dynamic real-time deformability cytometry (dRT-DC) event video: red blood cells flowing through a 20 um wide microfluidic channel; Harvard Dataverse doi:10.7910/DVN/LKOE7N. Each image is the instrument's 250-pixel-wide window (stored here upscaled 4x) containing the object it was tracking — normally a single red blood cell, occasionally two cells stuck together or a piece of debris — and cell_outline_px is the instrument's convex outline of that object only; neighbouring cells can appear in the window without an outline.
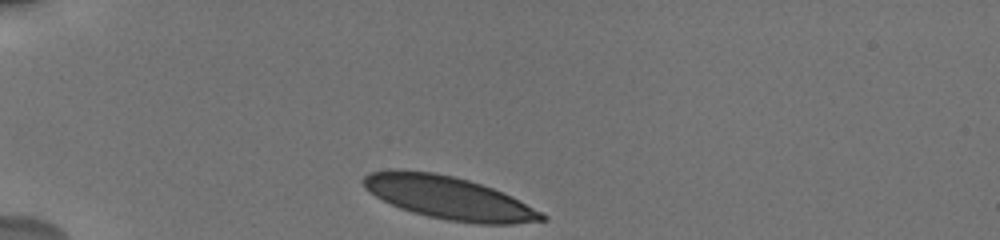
{"species": "human", "species_latin": "Homo sapiens", "temperature_condition": "cold", "stored_images_in_passage": 36, "camera_frame_rate_fps": 3000, "um_per_image_px": 0.085, "donor": {"sex": "male"}, "frame": {"image": 1, "passage_image": 1, "time_ms": 0.0, "image_size_px": [1000, 240], "cell_outline_px": [[548, 220], [512, 224], [480, 224], [448, 220], [428, 216], [412, 212], [400, 208], [376, 196], [364, 188], [360, 180], [368, 172], [388, 168], [392, 168], [436, 172], [468, 180], [504, 192], [544, 212], [548, 216]], "centroid_in_image_um": [38.14, 16.79], "position_along_channel_um": 46.9, "area_um2": 45.03}}
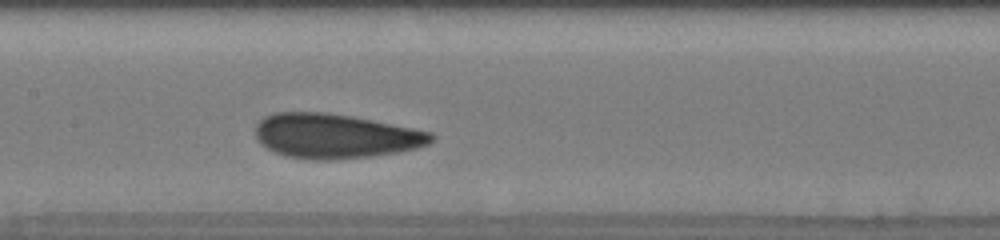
{"frame": {"image": 2, "passage_image": 13, "time_ms": 4.667, "image_size_px": [1000, 240], "cell_outline_px": [[436, 136], [428, 144], [416, 148], [396, 152], [372, 156], [328, 160], [312, 160], [284, 156], [260, 144], [256, 140], [256, 124], [264, 116], [272, 112], [328, 112], [352, 116], [432, 132]], "centroid_in_image_um": [28.45, 11.56], "position_along_channel_um": 178.9, "area_um2": 45.78}}
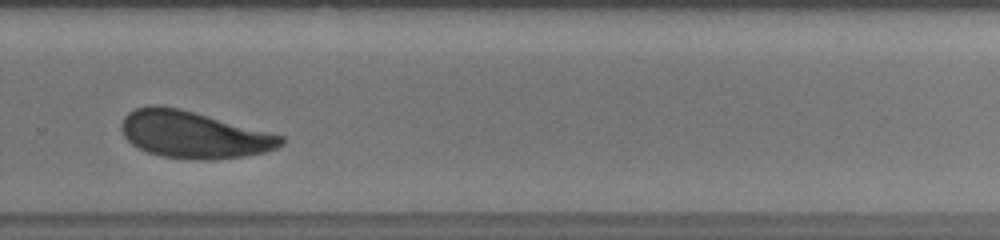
{"frame": {"image": 3, "passage_image": 24, "time_ms": 8.333, "image_size_px": [1000, 240], "cell_outline_px": [[288, 140], [284, 144], [276, 148], [264, 152], [244, 156], [208, 160], [200, 160], [160, 156], [148, 152], [132, 144], [124, 136], [120, 128], [120, 124], [124, 116], [128, 112], [136, 108], [148, 104], [160, 104], [180, 108], [284, 136]], "centroid_in_image_um": [16.43, 11.43], "position_along_channel_um": 313.4, "area_um2": 43.87}, "authors_computed_cell_mechanics": {"area_um2": 44.7372, "velocity_mm_per_s": 3.6733, "shape_relaxation_time_tau1_ms": 2.3961, "shape_relaxation_time_tau2_ms": 1.546, "deformation_change_tau1": 0.0907, "deformation_change_tau2": 0.044}}